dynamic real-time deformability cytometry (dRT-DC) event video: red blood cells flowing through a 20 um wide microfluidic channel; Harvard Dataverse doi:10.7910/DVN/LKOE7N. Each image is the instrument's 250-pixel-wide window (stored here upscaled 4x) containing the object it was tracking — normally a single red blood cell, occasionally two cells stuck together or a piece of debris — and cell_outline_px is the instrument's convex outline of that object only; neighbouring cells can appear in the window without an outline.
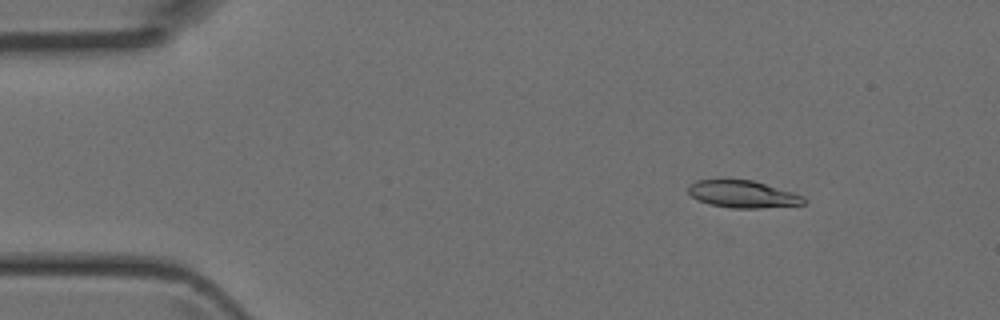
{"species": "Egyptian fruit bat (a non-hibernating species)", "species_latin": "Rousettus aegyptiacus", "temperature_condition": "room temperature", "stored_images_in_passage": 4, "camera_frame_rate_fps": 3000, "um_per_image_px": 0.085, "animal": {"sex": "female"}, "frame": {"image": 1, "passage_image": 2, "time_ms": 0.333, "image_size_px": [1000, 320], "cell_outline_px": [[808, 200], [804, 204], [760, 208], [732, 208], [712, 204], [700, 200], [692, 196], [688, 192], [688, 184], [696, 180], [752, 180], [792, 192], [804, 196]], "centroid_in_image_um": [63.16, 16.5], "position_along_channel_um": 21.8, "area_um2": 18.09}}